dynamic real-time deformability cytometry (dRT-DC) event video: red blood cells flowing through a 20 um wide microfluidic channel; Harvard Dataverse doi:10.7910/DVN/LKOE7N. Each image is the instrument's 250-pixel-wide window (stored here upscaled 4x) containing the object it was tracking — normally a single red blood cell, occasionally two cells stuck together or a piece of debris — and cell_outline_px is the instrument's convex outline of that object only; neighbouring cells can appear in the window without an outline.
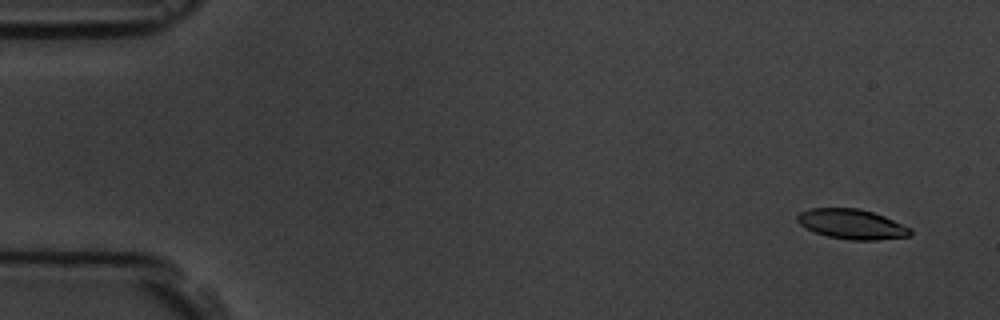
{"species": "common noctule bat (a hibernating species)", "species_latin": "Nyctalus noctula", "temperature_condition": "room temperature", "stored_images_in_passage": 4, "camera_frame_rate_fps": 3000, "um_per_image_px": 0.085, "animal": {"sex": "male", "body_mass_g": 19.5, "forearm_length_mm": 54.6}, "frame": {"image": 1, "passage_image": 1, "time_ms": 0.0, "image_size_px": [1000, 320], "cell_outline_px": [[912, 232], [908, 236], [876, 240], [848, 240], [828, 236], [816, 232], [800, 224], [796, 220], [796, 216], [800, 212], [808, 208], [856, 208], [872, 212], [884, 216], [912, 228]], "centroid_in_image_um": [72.4, 19.05], "position_along_channel_um": 12.6, "area_um2": 19.59}}
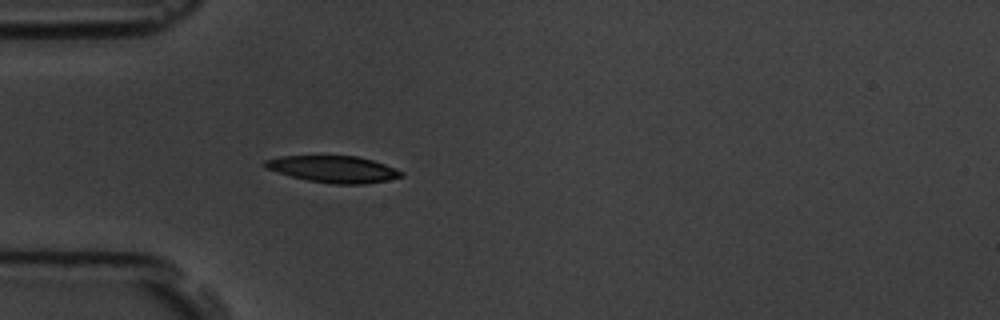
{"frame": {"image": 2, "passage_image": 4, "time_ms": 4.333, "image_size_px": [1000, 320], "cell_outline_px": [[404, 176], [388, 180], [364, 184], [336, 184], [308, 180], [292, 176], [264, 168], [260, 164], [264, 160], [280, 156], [356, 156], [372, 160], [396, 168], [404, 172]], "centroid_in_image_um": [28.33, 14.37], "position_along_channel_um": 56.7, "area_um2": 21.21}}